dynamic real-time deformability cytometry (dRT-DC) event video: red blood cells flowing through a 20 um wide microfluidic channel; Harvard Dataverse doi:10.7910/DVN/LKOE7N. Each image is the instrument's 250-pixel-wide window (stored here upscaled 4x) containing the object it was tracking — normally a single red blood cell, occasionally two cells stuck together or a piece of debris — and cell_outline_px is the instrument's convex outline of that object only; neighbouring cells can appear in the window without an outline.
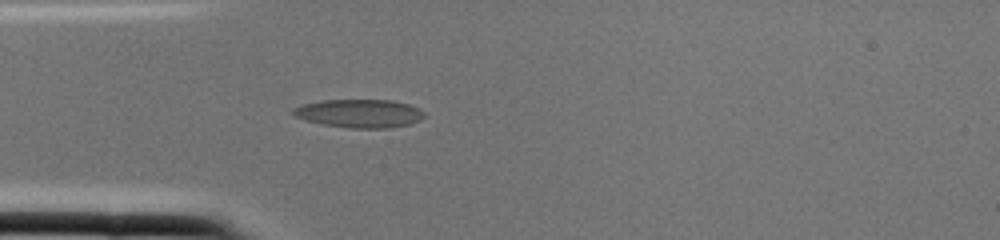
{"species": "common noctule bat (a hibernating species)", "species_latin": "Nyctalus noctula", "temperature_condition": "cold", "stored_images_in_passage": 2, "camera_frame_rate_fps": 3000, "um_per_image_px": 0.085, "animal": {"sex": "female", "body_mass_g": 22.0, "forearm_length_mm": 56.7}, "frame": {"image": 1, "passage_image": 2, "time_ms": 0.333, "image_size_px": [1000, 240], "cell_outline_px": [[424, 116], [420, 120], [408, 124], [388, 128], [352, 128], [324, 124], [308, 120], [296, 116], [292, 112], [292, 108], [300, 104], [324, 100], [392, 100], [408, 104], [424, 112]], "centroid_in_image_um": [30.54, 9.63], "position_along_channel_um": 54.5, "area_um2": 21.39}}